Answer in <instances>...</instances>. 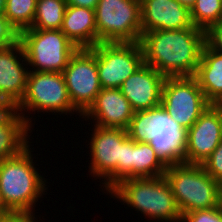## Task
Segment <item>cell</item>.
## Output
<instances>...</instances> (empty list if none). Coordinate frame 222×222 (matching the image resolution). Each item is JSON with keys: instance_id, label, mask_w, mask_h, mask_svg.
<instances>
[{"instance_id": "d4e9b609", "label": "cell", "mask_w": 222, "mask_h": 222, "mask_svg": "<svg viewBox=\"0 0 222 222\" xmlns=\"http://www.w3.org/2000/svg\"><path fill=\"white\" fill-rule=\"evenodd\" d=\"M204 170L222 185V141L202 163Z\"/></svg>"}, {"instance_id": "4fadbf2b", "label": "cell", "mask_w": 222, "mask_h": 222, "mask_svg": "<svg viewBox=\"0 0 222 222\" xmlns=\"http://www.w3.org/2000/svg\"><path fill=\"white\" fill-rule=\"evenodd\" d=\"M222 141V105L210 104L186 131L184 163L202 165Z\"/></svg>"}, {"instance_id": "ba28073f", "label": "cell", "mask_w": 222, "mask_h": 222, "mask_svg": "<svg viewBox=\"0 0 222 222\" xmlns=\"http://www.w3.org/2000/svg\"><path fill=\"white\" fill-rule=\"evenodd\" d=\"M15 109L21 112L20 114L31 129L32 117L25 116L24 111L61 112L62 114L68 112L70 114L75 111L80 114L69 99L63 74L47 71H29L26 92Z\"/></svg>"}, {"instance_id": "f546056e", "label": "cell", "mask_w": 222, "mask_h": 222, "mask_svg": "<svg viewBox=\"0 0 222 222\" xmlns=\"http://www.w3.org/2000/svg\"><path fill=\"white\" fill-rule=\"evenodd\" d=\"M33 212H10L0 216V222H37Z\"/></svg>"}, {"instance_id": "9a60e30c", "label": "cell", "mask_w": 222, "mask_h": 222, "mask_svg": "<svg viewBox=\"0 0 222 222\" xmlns=\"http://www.w3.org/2000/svg\"><path fill=\"white\" fill-rule=\"evenodd\" d=\"M134 112L120 88H102L82 118H91L94 126L127 130Z\"/></svg>"}, {"instance_id": "52a82bcc", "label": "cell", "mask_w": 222, "mask_h": 222, "mask_svg": "<svg viewBox=\"0 0 222 222\" xmlns=\"http://www.w3.org/2000/svg\"><path fill=\"white\" fill-rule=\"evenodd\" d=\"M95 23L98 43L140 42V0H99Z\"/></svg>"}, {"instance_id": "30bf717a", "label": "cell", "mask_w": 222, "mask_h": 222, "mask_svg": "<svg viewBox=\"0 0 222 222\" xmlns=\"http://www.w3.org/2000/svg\"><path fill=\"white\" fill-rule=\"evenodd\" d=\"M91 49L96 54L101 88H120L144 64L140 42L98 43Z\"/></svg>"}, {"instance_id": "e0dca14e", "label": "cell", "mask_w": 222, "mask_h": 222, "mask_svg": "<svg viewBox=\"0 0 222 222\" xmlns=\"http://www.w3.org/2000/svg\"><path fill=\"white\" fill-rule=\"evenodd\" d=\"M142 34L154 30L195 27L190 10L177 0H140Z\"/></svg>"}, {"instance_id": "5b68a950", "label": "cell", "mask_w": 222, "mask_h": 222, "mask_svg": "<svg viewBox=\"0 0 222 222\" xmlns=\"http://www.w3.org/2000/svg\"><path fill=\"white\" fill-rule=\"evenodd\" d=\"M181 214L218 205L221 184L196 164L168 165L164 173Z\"/></svg>"}, {"instance_id": "8992f818", "label": "cell", "mask_w": 222, "mask_h": 222, "mask_svg": "<svg viewBox=\"0 0 222 222\" xmlns=\"http://www.w3.org/2000/svg\"><path fill=\"white\" fill-rule=\"evenodd\" d=\"M26 61L32 71L59 72L79 49L60 30L25 29L19 33Z\"/></svg>"}, {"instance_id": "f1b7e54d", "label": "cell", "mask_w": 222, "mask_h": 222, "mask_svg": "<svg viewBox=\"0 0 222 222\" xmlns=\"http://www.w3.org/2000/svg\"><path fill=\"white\" fill-rule=\"evenodd\" d=\"M133 157V140L127 136L123 140L122 180L131 178V163Z\"/></svg>"}, {"instance_id": "4dcf8cb0", "label": "cell", "mask_w": 222, "mask_h": 222, "mask_svg": "<svg viewBox=\"0 0 222 222\" xmlns=\"http://www.w3.org/2000/svg\"><path fill=\"white\" fill-rule=\"evenodd\" d=\"M65 1L67 5L84 7L95 10L99 0H65Z\"/></svg>"}, {"instance_id": "603a6c76", "label": "cell", "mask_w": 222, "mask_h": 222, "mask_svg": "<svg viewBox=\"0 0 222 222\" xmlns=\"http://www.w3.org/2000/svg\"><path fill=\"white\" fill-rule=\"evenodd\" d=\"M37 0H6L4 15L20 33L32 26Z\"/></svg>"}, {"instance_id": "1f68e13d", "label": "cell", "mask_w": 222, "mask_h": 222, "mask_svg": "<svg viewBox=\"0 0 222 222\" xmlns=\"http://www.w3.org/2000/svg\"><path fill=\"white\" fill-rule=\"evenodd\" d=\"M182 6L187 7L189 10L194 6L196 0H177Z\"/></svg>"}, {"instance_id": "9c48e42d", "label": "cell", "mask_w": 222, "mask_h": 222, "mask_svg": "<svg viewBox=\"0 0 222 222\" xmlns=\"http://www.w3.org/2000/svg\"><path fill=\"white\" fill-rule=\"evenodd\" d=\"M90 139L89 164L90 175L104 179L101 181L109 192L122 180L123 140L128 136L127 130L120 128H103L94 126Z\"/></svg>"}, {"instance_id": "836d02e7", "label": "cell", "mask_w": 222, "mask_h": 222, "mask_svg": "<svg viewBox=\"0 0 222 222\" xmlns=\"http://www.w3.org/2000/svg\"><path fill=\"white\" fill-rule=\"evenodd\" d=\"M220 213L222 214V186L220 188L219 194H218V205H217Z\"/></svg>"}, {"instance_id": "7402d4cb", "label": "cell", "mask_w": 222, "mask_h": 222, "mask_svg": "<svg viewBox=\"0 0 222 222\" xmlns=\"http://www.w3.org/2000/svg\"><path fill=\"white\" fill-rule=\"evenodd\" d=\"M66 6L65 0H37L33 23L28 29H61Z\"/></svg>"}, {"instance_id": "ffe728a7", "label": "cell", "mask_w": 222, "mask_h": 222, "mask_svg": "<svg viewBox=\"0 0 222 222\" xmlns=\"http://www.w3.org/2000/svg\"><path fill=\"white\" fill-rule=\"evenodd\" d=\"M210 104L222 105V54L206 44L193 76Z\"/></svg>"}, {"instance_id": "7c38bea8", "label": "cell", "mask_w": 222, "mask_h": 222, "mask_svg": "<svg viewBox=\"0 0 222 222\" xmlns=\"http://www.w3.org/2000/svg\"><path fill=\"white\" fill-rule=\"evenodd\" d=\"M69 99L80 117L94 103L101 91L96 54L91 48H80L62 72Z\"/></svg>"}, {"instance_id": "3957f363", "label": "cell", "mask_w": 222, "mask_h": 222, "mask_svg": "<svg viewBox=\"0 0 222 222\" xmlns=\"http://www.w3.org/2000/svg\"><path fill=\"white\" fill-rule=\"evenodd\" d=\"M30 145L20 154L0 162V192L10 212H34L44 195L46 180L34 166Z\"/></svg>"}, {"instance_id": "2e32d148", "label": "cell", "mask_w": 222, "mask_h": 222, "mask_svg": "<svg viewBox=\"0 0 222 222\" xmlns=\"http://www.w3.org/2000/svg\"><path fill=\"white\" fill-rule=\"evenodd\" d=\"M165 79L163 74L144 63L122 83L120 90L134 111L147 110L161 105Z\"/></svg>"}, {"instance_id": "ac0fdd59", "label": "cell", "mask_w": 222, "mask_h": 222, "mask_svg": "<svg viewBox=\"0 0 222 222\" xmlns=\"http://www.w3.org/2000/svg\"><path fill=\"white\" fill-rule=\"evenodd\" d=\"M28 131L30 127L20 112L14 107H0V162L29 146Z\"/></svg>"}, {"instance_id": "d6986e66", "label": "cell", "mask_w": 222, "mask_h": 222, "mask_svg": "<svg viewBox=\"0 0 222 222\" xmlns=\"http://www.w3.org/2000/svg\"><path fill=\"white\" fill-rule=\"evenodd\" d=\"M60 30L79 49L98 44L94 9L67 5Z\"/></svg>"}, {"instance_id": "4316f807", "label": "cell", "mask_w": 222, "mask_h": 222, "mask_svg": "<svg viewBox=\"0 0 222 222\" xmlns=\"http://www.w3.org/2000/svg\"><path fill=\"white\" fill-rule=\"evenodd\" d=\"M19 41V32L0 13V49L10 47Z\"/></svg>"}, {"instance_id": "6da1fadb", "label": "cell", "mask_w": 222, "mask_h": 222, "mask_svg": "<svg viewBox=\"0 0 222 222\" xmlns=\"http://www.w3.org/2000/svg\"><path fill=\"white\" fill-rule=\"evenodd\" d=\"M144 63L165 77L195 75L205 45V31L198 27L154 30L141 36Z\"/></svg>"}, {"instance_id": "d6a6232c", "label": "cell", "mask_w": 222, "mask_h": 222, "mask_svg": "<svg viewBox=\"0 0 222 222\" xmlns=\"http://www.w3.org/2000/svg\"><path fill=\"white\" fill-rule=\"evenodd\" d=\"M8 213H10V211L5 207L2 196H1V192H0V216L6 215Z\"/></svg>"}, {"instance_id": "83f0119b", "label": "cell", "mask_w": 222, "mask_h": 222, "mask_svg": "<svg viewBox=\"0 0 222 222\" xmlns=\"http://www.w3.org/2000/svg\"><path fill=\"white\" fill-rule=\"evenodd\" d=\"M205 44L211 50L222 54V21L205 31Z\"/></svg>"}, {"instance_id": "484cf974", "label": "cell", "mask_w": 222, "mask_h": 222, "mask_svg": "<svg viewBox=\"0 0 222 222\" xmlns=\"http://www.w3.org/2000/svg\"><path fill=\"white\" fill-rule=\"evenodd\" d=\"M181 222H222V214L218 207L195 210L183 214Z\"/></svg>"}, {"instance_id": "8fae6325", "label": "cell", "mask_w": 222, "mask_h": 222, "mask_svg": "<svg viewBox=\"0 0 222 222\" xmlns=\"http://www.w3.org/2000/svg\"><path fill=\"white\" fill-rule=\"evenodd\" d=\"M210 103L192 77H166L161 106L186 131L198 120Z\"/></svg>"}, {"instance_id": "e575fe53", "label": "cell", "mask_w": 222, "mask_h": 222, "mask_svg": "<svg viewBox=\"0 0 222 222\" xmlns=\"http://www.w3.org/2000/svg\"><path fill=\"white\" fill-rule=\"evenodd\" d=\"M6 0H0V13L5 12Z\"/></svg>"}, {"instance_id": "cb8c5ba5", "label": "cell", "mask_w": 222, "mask_h": 222, "mask_svg": "<svg viewBox=\"0 0 222 222\" xmlns=\"http://www.w3.org/2000/svg\"><path fill=\"white\" fill-rule=\"evenodd\" d=\"M192 24L206 31L222 21V0H196L190 10Z\"/></svg>"}, {"instance_id": "277c9868", "label": "cell", "mask_w": 222, "mask_h": 222, "mask_svg": "<svg viewBox=\"0 0 222 222\" xmlns=\"http://www.w3.org/2000/svg\"><path fill=\"white\" fill-rule=\"evenodd\" d=\"M108 193L150 219L181 222L182 214L164 176L124 179Z\"/></svg>"}, {"instance_id": "5bb4252c", "label": "cell", "mask_w": 222, "mask_h": 222, "mask_svg": "<svg viewBox=\"0 0 222 222\" xmlns=\"http://www.w3.org/2000/svg\"><path fill=\"white\" fill-rule=\"evenodd\" d=\"M25 65L28 63L20 41L0 49V107L15 108L23 99L30 69Z\"/></svg>"}, {"instance_id": "7a4b0ae2", "label": "cell", "mask_w": 222, "mask_h": 222, "mask_svg": "<svg viewBox=\"0 0 222 222\" xmlns=\"http://www.w3.org/2000/svg\"><path fill=\"white\" fill-rule=\"evenodd\" d=\"M127 133L135 142H149L167 166L184 163L186 130L161 105L135 111Z\"/></svg>"}, {"instance_id": "44dd1931", "label": "cell", "mask_w": 222, "mask_h": 222, "mask_svg": "<svg viewBox=\"0 0 222 222\" xmlns=\"http://www.w3.org/2000/svg\"><path fill=\"white\" fill-rule=\"evenodd\" d=\"M167 165L161 160L149 142L133 140L131 178H154L164 176Z\"/></svg>"}]
</instances>
